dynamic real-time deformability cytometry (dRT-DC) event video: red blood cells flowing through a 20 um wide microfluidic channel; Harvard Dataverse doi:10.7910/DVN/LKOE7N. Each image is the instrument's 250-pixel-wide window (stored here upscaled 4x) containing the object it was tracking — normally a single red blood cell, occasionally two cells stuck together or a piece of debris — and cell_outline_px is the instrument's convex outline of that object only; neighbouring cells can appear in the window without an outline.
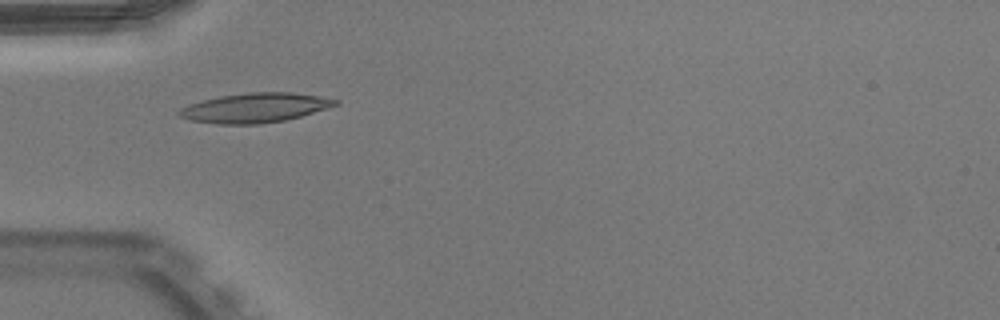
{"species": "Egyptian fruit bat (a non-hibernating species)", "species_latin": "Rousettus aegyptiacus", "temperature_condition": "warm", "stored_images_in_passage": 40, "camera_frame_rate_fps": 3000, "um_per_image_px": 0.085, "animal": {"sex": "male"}, "frame": {"image": 1, "passage_image": 5, "time_ms": 1.333, "image_size_px": [1000, 320], "cell_outline_px": [[340, 104], [328, 108], [300, 116], [284, 120], [256, 124], [220, 124], [192, 120], [180, 116], [176, 112], [180, 108], [188, 104], [220, 96], [248, 92], [292, 92], [340, 100]], "centroid_in_image_um": [21.68, 9.15], "position_along_channel_um": 63.3, "area_um2": 26.65}}
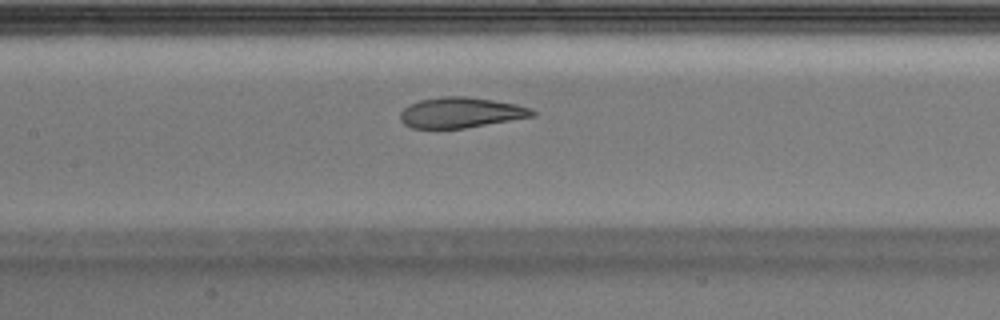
{"frame": {"image": 2, "passage_image": 13, "time_ms": 4.0, "image_size_px": [1000, 320], "cell_outline_px": [[536, 116], [464, 128], [412, 128], [404, 124], [400, 120], [400, 112], [408, 104], [420, 100], [444, 96], [464, 96], [492, 100], [516, 104], [532, 108], [536, 112]], "centroid_in_image_um": [39.17, 9.57], "position_along_channel_um": 168.2, "area_um2": 23.47}}
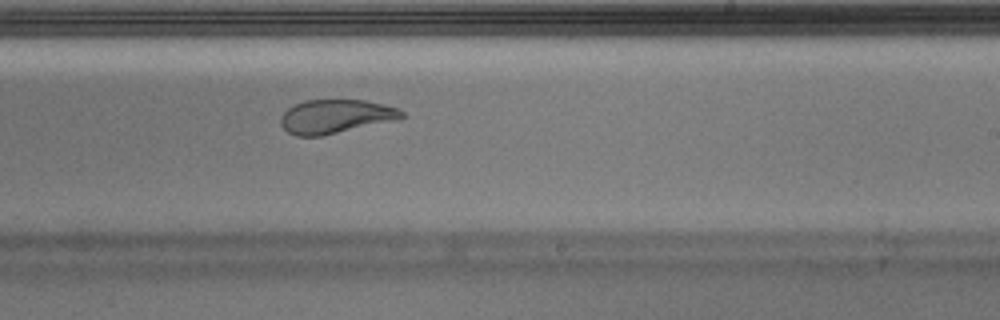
{"frame": {"image": 3, "passage_image": 20, "time_ms": 6.333, "image_size_px": [1000, 320], "cell_outline_px": [[408, 116], [396, 120], [320, 136], [296, 136], [288, 132], [280, 124], [280, 116], [288, 108], [304, 100], [364, 100], [384, 104], [400, 108]], "centroid_in_image_um": [28.55, 9.89], "position_along_channel_um": 260.4, "area_um2": 23.93}, "authors_computed_cell_mechanics": {"area_um2": 25.0852, "velocity_mm_per_s": 3.9597, "shape_relaxation_time_tau1_ms": 11.0951, "shape_relaxation_time_tau2_ms": 1.0722, "deformation_change_tau1": 0.3631, "deformation_change_tau2": 0.0768}}